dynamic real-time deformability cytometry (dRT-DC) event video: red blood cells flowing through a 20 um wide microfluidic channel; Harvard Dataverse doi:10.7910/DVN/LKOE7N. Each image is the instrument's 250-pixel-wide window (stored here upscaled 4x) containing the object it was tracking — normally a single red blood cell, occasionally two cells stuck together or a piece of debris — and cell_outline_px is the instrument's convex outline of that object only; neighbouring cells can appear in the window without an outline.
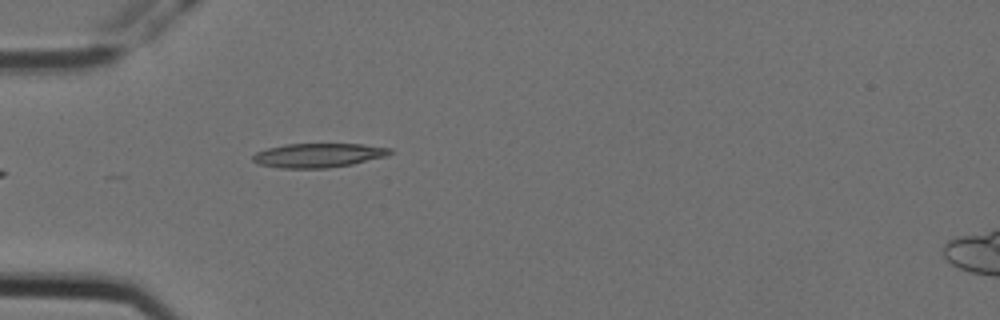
{"species": "Egyptian fruit bat (a non-hibernating species)", "species_latin": "Rousettus aegyptiacus", "temperature_condition": "cold", "stored_images_in_passage": 5, "camera_frame_rate_fps": 3000, "um_per_image_px": 0.085, "animal": {"sex": "female"}, "frame": {"image": 1, "passage_image": 5, "time_ms": 1.333, "image_size_px": [1000, 320], "cell_outline_px": [[392, 152], [388, 156], [352, 164], [324, 168], [280, 168], [260, 164], [252, 160], [252, 156], [256, 152], [268, 148], [284, 144], [364, 144], [392, 148]], "centroid_in_image_um": [27.08, 13.19], "position_along_channel_um": 57.9, "area_um2": 19.31}}